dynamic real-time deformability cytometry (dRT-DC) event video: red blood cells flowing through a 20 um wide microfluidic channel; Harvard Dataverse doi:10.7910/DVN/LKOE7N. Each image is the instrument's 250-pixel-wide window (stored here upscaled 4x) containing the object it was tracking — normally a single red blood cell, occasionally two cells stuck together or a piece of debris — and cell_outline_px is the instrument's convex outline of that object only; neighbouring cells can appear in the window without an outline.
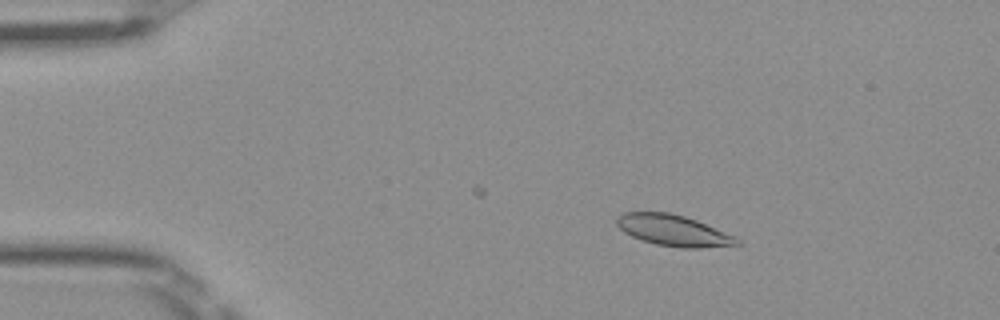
{"species": "Egyptian fruit bat (a non-hibernating species)", "species_latin": "Rousettus aegyptiacus", "temperature_condition": "room temperature", "stored_images_in_passage": 46, "camera_frame_rate_fps": 3000, "um_per_image_px": 0.085, "frame": {"image": 1, "passage_image": 8, "time_ms": 2.333, "image_size_px": [1000, 320], "cell_outline_px": [[744, 244], [700, 248], [680, 248], [656, 244], [632, 236], [624, 232], [616, 224], [616, 216], [624, 212], [668, 212], [684, 216], [696, 220], [736, 236]], "centroid_in_image_um": [57.26, 19.59], "position_along_channel_um": 27.7, "area_um2": 21.85}}
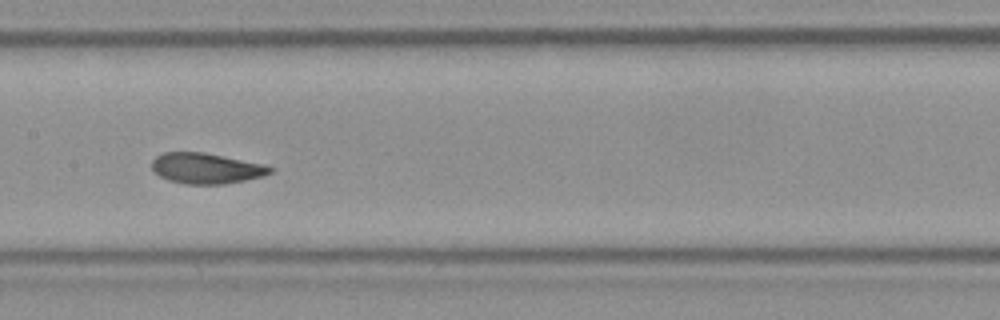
{"frame": {"image": 2, "passage_image": 25, "time_ms": 8.0, "image_size_px": [1000, 320], "cell_outline_px": [[276, 168], [272, 172], [264, 176], [224, 184], [188, 184], [168, 180], [160, 176], [152, 168], [152, 160], [156, 156], [164, 152], [204, 152], [264, 164]], "centroid_in_image_um": [17.55, 14.3], "position_along_channel_um": 189.8, "area_um2": 21.1}}
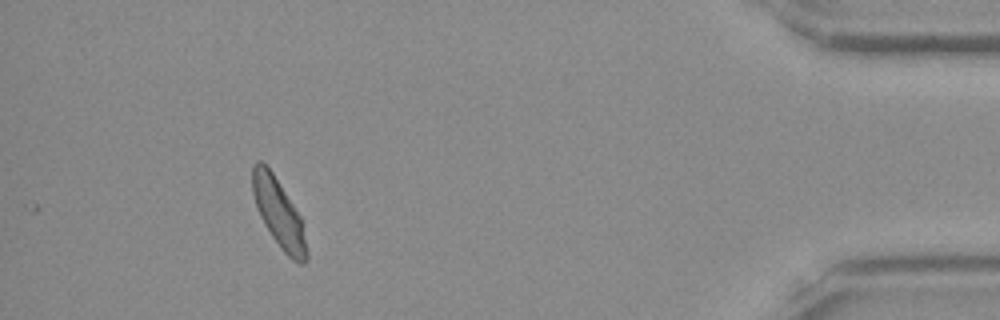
{"frame": {"image": 3, "passage_image": 46, "time_ms": 15.0, "image_size_px": [1000, 320], "cell_outline_px": [[308, 256], [304, 264], [300, 264], [292, 260], [284, 252], [272, 236], [264, 224], [256, 208], [252, 192], [252, 164], [256, 160], [260, 160], [272, 172], [300, 216], [308, 252]], "centroid_in_image_um": [23.67, 18.12], "position_along_channel_um": 411.5, "area_um2": 21.33}, "authors_computed_cell_mechanics": {"area_um2": 21.3571, "velocity_mm_per_s": 4.004, "shape_relaxation_time_tau1_ms": 3.5695, "shape_relaxation_time_tau2_ms": 1.5163, "deformation_change_tau1": 0.1154, "deformation_change_tau2": 0.0566}}